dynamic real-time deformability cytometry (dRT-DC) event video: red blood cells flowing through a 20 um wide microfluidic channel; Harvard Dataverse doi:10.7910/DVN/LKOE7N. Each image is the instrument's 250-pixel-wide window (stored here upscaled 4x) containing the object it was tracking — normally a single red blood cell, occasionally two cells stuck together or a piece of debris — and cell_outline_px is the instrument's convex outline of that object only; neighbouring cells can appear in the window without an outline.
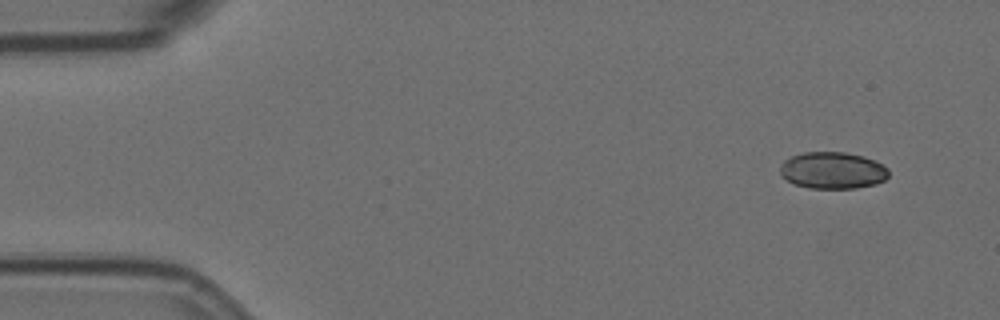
{"species": "Egyptian fruit bat (a non-hibernating species)", "species_latin": "Rousettus aegyptiacus", "temperature_condition": "room temperature", "stored_images_in_passage": 5, "camera_frame_rate_fps": 3000, "um_per_image_px": 0.085, "animal": {"sex": "female"}, "frame": {"image": 1, "passage_image": 1, "time_ms": 0.0, "image_size_px": [1000, 320], "cell_outline_px": [[888, 176], [884, 180], [876, 184], [856, 188], [808, 188], [796, 184], [780, 176], [780, 164], [784, 160], [792, 156], [804, 152], [844, 152], [864, 156], [876, 160], [888, 168]], "centroid_in_image_um": [70.78, 14.48], "position_along_channel_um": 14.2, "area_um2": 23.41}}
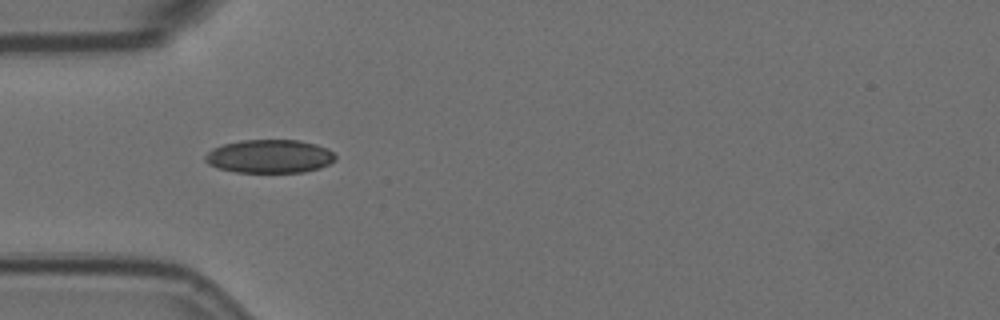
{"frame": {"image": 2, "passage_image": 4, "time_ms": 1.0, "image_size_px": [1000, 320], "cell_outline_px": [[336, 160], [320, 168], [304, 172], [236, 172], [220, 168], [208, 164], [204, 160], [204, 156], [212, 148], [224, 144], [240, 140], [300, 140], [316, 144], [328, 148], [336, 156]], "centroid_in_image_um": [22.93, 13.28], "position_along_channel_um": 62.1, "area_um2": 25.43}}
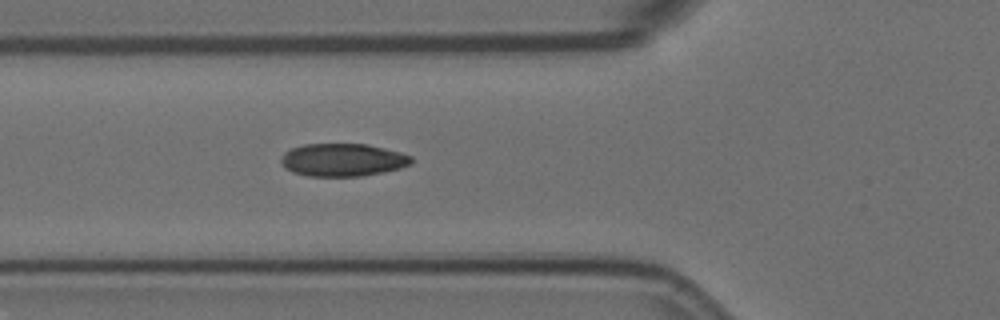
{"frame": {"image": 3, "passage_image": 5, "time_ms": 1.333, "image_size_px": [1000, 320], "cell_outline_px": [[412, 164], [400, 168], [384, 172], [360, 176], [308, 176], [292, 172], [284, 168], [280, 164], [280, 160], [284, 152], [292, 148], [304, 144], [364, 144], [384, 148], [400, 152], [412, 156]], "centroid_in_image_um": [29.11, 13.6], "position_along_channel_um": 96.7, "area_um2": 25.03}}